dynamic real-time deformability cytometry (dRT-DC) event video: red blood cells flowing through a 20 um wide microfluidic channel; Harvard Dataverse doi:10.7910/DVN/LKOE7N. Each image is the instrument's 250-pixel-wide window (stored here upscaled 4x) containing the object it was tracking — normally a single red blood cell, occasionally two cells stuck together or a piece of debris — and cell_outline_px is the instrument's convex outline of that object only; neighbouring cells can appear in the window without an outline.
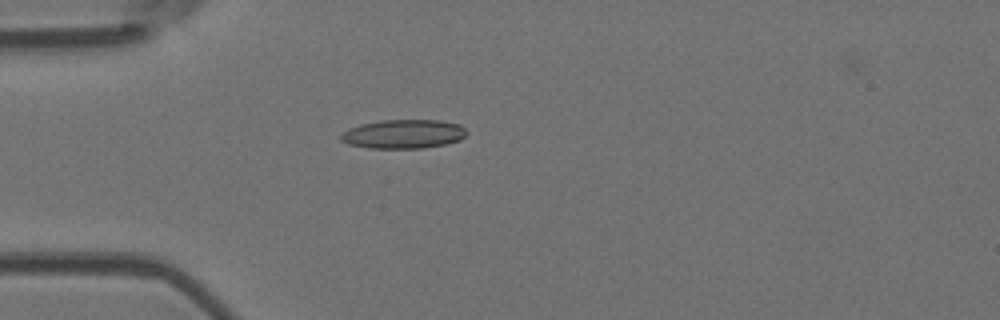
{"species": "Egyptian fruit bat (a non-hibernating species)", "species_latin": "Rousettus aegyptiacus", "temperature_condition": "room temperature", "stored_images_in_passage": 5, "camera_frame_rate_fps": 3000, "um_per_image_px": 0.085, "animal": {"sex": "female"}, "frame": {"image": 1, "passage_image": 5, "time_ms": 4.667, "image_size_px": [1000, 320], "cell_outline_px": [[468, 132], [460, 140], [444, 144], [424, 148], [368, 148], [348, 144], [340, 140], [340, 136], [348, 128], [360, 124], [380, 120], [440, 120], [460, 124]], "centroid_in_image_um": [34.29, 11.39], "position_along_channel_um": 50.7, "area_um2": 21.33}}